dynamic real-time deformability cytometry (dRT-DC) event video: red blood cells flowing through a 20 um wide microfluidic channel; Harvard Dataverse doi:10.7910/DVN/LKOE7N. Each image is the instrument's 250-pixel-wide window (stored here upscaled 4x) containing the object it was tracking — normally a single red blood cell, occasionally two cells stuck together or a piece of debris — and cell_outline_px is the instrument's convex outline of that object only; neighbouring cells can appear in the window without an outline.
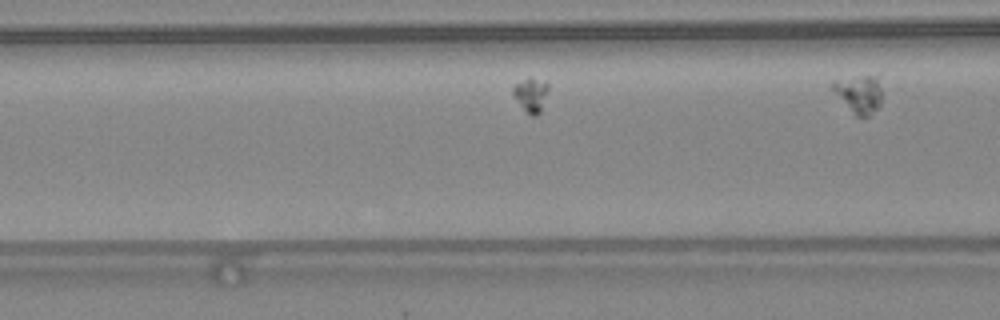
{"species": "common noctule bat (a hibernating species)", "species_latin": "Nyctalus noctula", "temperature_condition": "warm", "stored_images_in_passage": 6, "camera_frame_rate_fps": 3000, "um_per_image_px": 0.085, "animal": {"sex": "female", "body_mass_g": 24.6, "forearm_length_mm": 56.2}, "frame": {"image": 1, "passage_image": 6, "time_ms": 1.667, "image_size_px": [1000, 320], "cell_outline_px": [[880, 108], [868, 116], [852, 116], [828, 84], [832, 80], [864, 76], [876, 76], [880, 88]], "centroid_in_image_um": [72.95, 8.03], "position_along_channel_um": 93.6, "area_um2": 11.1}}